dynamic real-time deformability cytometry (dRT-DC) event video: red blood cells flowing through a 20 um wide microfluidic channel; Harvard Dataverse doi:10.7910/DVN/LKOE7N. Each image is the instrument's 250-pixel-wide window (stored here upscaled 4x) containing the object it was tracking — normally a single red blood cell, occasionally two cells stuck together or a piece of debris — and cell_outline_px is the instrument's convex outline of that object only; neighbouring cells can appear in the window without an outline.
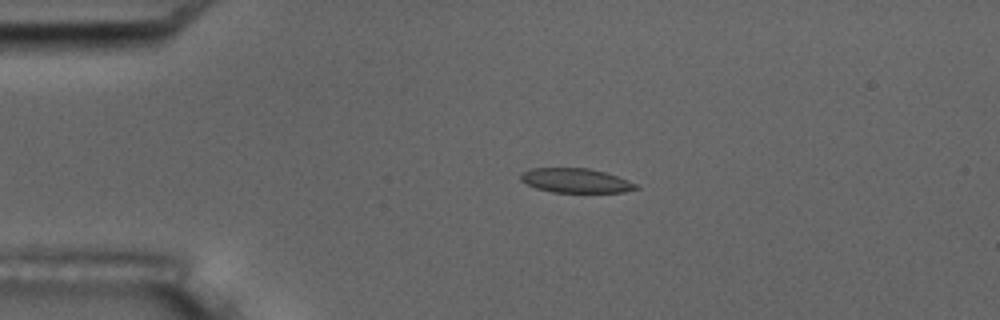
{"species": "common noctule bat (a hibernating species)", "species_latin": "Nyctalus noctula", "temperature_condition": "room temperature", "stored_images_in_passage": 5, "camera_frame_rate_fps": 3000, "um_per_image_px": 0.085, "animal": {"sex": "male", "body_mass_g": 17.5, "forearm_length_mm": 52.3}, "frame": {"image": 1, "passage_image": 4, "time_ms": 3.333, "image_size_px": [1000, 320], "cell_outline_px": [[640, 188], [624, 192], [552, 192], [536, 188], [520, 180], [520, 176], [524, 172], [532, 168], [588, 168], [604, 172], [628, 180], [636, 184]], "centroid_in_image_um": [48.95, 15.35], "position_along_channel_um": 36.1, "area_um2": 16.18}}